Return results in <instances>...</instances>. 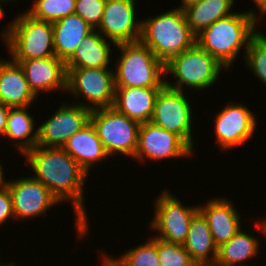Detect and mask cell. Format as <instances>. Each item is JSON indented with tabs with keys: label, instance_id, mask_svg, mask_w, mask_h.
Masks as SVG:
<instances>
[{
	"label": "cell",
	"instance_id": "cell-1",
	"mask_svg": "<svg viewBox=\"0 0 266 266\" xmlns=\"http://www.w3.org/2000/svg\"><path fill=\"white\" fill-rule=\"evenodd\" d=\"M23 156L25 165L34 172H31L34 179L47 187L61 204L73 205L77 238H88L90 229L84 186L90 175L62 147L36 145Z\"/></svg>",
	"mask_w": 266,
	"mask_h": 266
},
{
	"label": "cell",
	"instance_id": "cell-2",
	"mask_svg": "<svg viewBox=\"0 0 266 266\" xmlns=\"http://www.w3.org/2000/svg\"><path fill=\"white\" fill-rule=\"evenodd\" d=\"M257 26L248 11H237L205 28L196 36V44L228 71L240 57L239 53L242 52L244 58L250 39L259 31ZM241 49L243 51L240 52Z\"/></svg>",
	"mask_w": 266,
	"mask_h": 266
},
{
	"label": "cell",
	"instance_id": "cell-3",
	"mask_svg": "<svg viewBox=\"0 0 266 266\" xmlns=\"http://www.w3.org/2000/svg\"><path fill=\"white\" fill-rule=\"evenodd\" d=\"M140 41L164 64L196 44L182 9L174 7L166 12L142 19Z\"/></svg>",
	"mask_w": 266,
	"mask_h": 266
},
{
	"label": "cell",
	"instance_id": "cell-4",
	"mask_svg": "<svg viewBox=\"0 0 266 266\" xmlns=\"http://www.w3.org/2000/svg\"><path fill=\"white\" fill-rule=\"evenodd\" d=\"M1 31V39L13 61L56 56L52 22L33 18L25 10L13 16Z\"/></svg>",
	"mask_w": 266,
	"mask_h": 266
},
{
	"label": "cell",
	"instance_id": "cell-5",
	"mask_svg": "<svg viewBox=\"0 0 266 266\" xmlns=\"http://www.w3.org/2000/svg\"><path fill=\"white\" fill-rule=\"evenodd\" d=\"M115 47L121 51L113 66L115 88H162L165 85V64L140 40Z\"/></svg>",
	"mask_w": 266,
	"mask_h": 266
},
{
	"label": "cell",
	"instance_id": "cell-6",
	"mask_svg": "<svg viewBox=\"0 0 266 266\" xmlns=\"http://www.w3.org/2000/svg\"><path fill=\"white\" fill-rule=\"evenodd\" d=\"M222 70L227 72L213 56L195 44L165 63V85L183 92L192 88L203 93L216 84ZM169 74L175 77L173 84L169 82Z\"/></svg>",
	"mask_w": 266,
	"mask_h": 266
},
{
	"label": "cell",
	"instance_id": "cell-7",
	"mask_svg": "<svg viewBox=\"0 0 266 266\" xmlns=\"http://www.w3.org/2000/svg\"><path fill=\"white\" fill-rule=\"evenodd\" d=\"M66 71V95L68 92L76 97L73 103L78 102L77 104L91 111L113 106L115 84L112 66L110 69L66 68Z\"/></svg>",
	"mask_w": 266,
	"mask_h": 266
},
{
	"label": "cell",
	"instance_id": "cell-8",
	"mask_svg": "<svg viewBox=\"0 0 266 266\" xmlns=\"http://www.w3.org/2000/svg\"><path fill=\"white\" fill-rule=\"evenodd\" d=\"M90 122L110 158L114 154L134 158L140 123L120 113L114 107L92 110Z\"/></svg>",
	"mask_w": 266,
	"mask_h": 266
},
{
	"label": "cell",
	"instance_id": "cell-9",
	"mask_svg": "<svg viewBox=\"0 0 266 266\" xmlns=\"http://www.w3.org/2000/svg\"><path fill=\"white\" fill-rule=\"evenodd\" d=\"M171 190H163L154 200V214L148 227L157 233L156 238L170 243L183 244L190 222L199 211L198 204L185 205ZM174 195V196H173Z\"/></svg>",
	"mask_w": 266,
	"mask_h": 266
},
{
	"label": "cell",
	"instance_id": "cell-10",
	"mask_svg": "<svg viewBox=\"0 0 266 266\" xmlns=\"http://www.w3.org/2000/svg\"><path fill=\"white\" fill-rule=\"evenodd\" d=\"M187 98L186 92L164 85L156 97L150 122L177 134L194 150L192 127L196 118L193 104Z\"/></svg>",
	"mask_w": 266,
	"mask_h": 266
},
{
	"label": "cell",
	"instance_id": "cell-11",
	"mask_svg": "<svg viewBox=\"0 0 266 266\" xmlns=\"http://www.w3.org/2000/svg\"><path fill=\"white\" fill-rule=\"evenodd\" d=\"M193 150L180 136L151 122L140 124L138 145L133 159L154 163L175 158H192Z\"/></svg>",
	"mask_w": 266,
	"mask_h": 266
},
{
	"label": "cell",
	"instance_id": "cell-12",
	"mask_svg": "<svg viewBox=\"0 0 266 266\" xmlns=\"http://www.w3.org/2000/svg\"><path fill=\"white\" fill-rule=\"evenodd\" d=\"M243 104L229 102L214 115L215 142L224 152L246 145L257 129V116Z\"/></svg>",
	"mask_w": 266,
	"mask_h": 266
},
{
	"label": "cell",
	"instance_id": "cell-13",
	"mask_svg": "<svg viewBox=\"0 0 266 266\" xmlns=\"http://www.w3.org/2000/svg\"><path fill=\"white\" fill-rule=\"evenodd\" d=\"M30 175L9 179L6 184L12 196L15 221L33 220L47 215L50 208L60 203L47 187Z\"/></svg>",
	"mask_w": 266,
	"mask_h": 266
},
{
	"label": "cell",
	"instance_id": "cell-14",
	"mask_svg": "<svg viewBox=\"0 0 266 266\" xmlns=\"http://www.w3.org/2000/svg\"><path fill=\"white\" fill-rule=\"evenodd\" d=\"M136 1L106 0L102 19L96 30L115 45L139 41L142 19L136 16L139 14L136 13Z\"/></svg>",
	"mask_w": 266,
	"mask_h": 266
},
{
	"label": "cell",
	"instance_id": "cell-15",
	"mask_svg": "<svg viewBox=\"0 0 266 266\" xmlns=\"http://www.w3.org/2000/svg\"><path fill=\"white\" fill-rule=\"evenodd\" d=\"M64 102V103H63ZM91 110L77 103L62 101L61 106L38 126V144L63 147L66 141L90 122Z\"/></svg>",
	"mask_w": 266,
	"mask_h": 266
},
{
	"label": "cell",
	"instance_id": "cell-16",
	"mask_svg": "<svg viewBox=\"0 0 266 266\" xmlns=\"http://www.w3.org/2000/svg\"><path fill=\"white\" fill-rule=\"evenodd\" d=\"M14 62L23 68L29 89L37 99L40 97V93H52V91L66 93V66L65 62L58 57L50 56Z\"/></svg>",
	"mask_w": 266,
	"mask_h": 266
},
{
	"label": "cell",
	"instance_id": "cell-17",
	"mask_svg": "<svg viewBox=\"0 0 266 266\" xmlns=\"http://www.w3.org/2000/svg\"><path fill=\"white\" fill-rule=\"evenodd\" d=\"M222 197L212 198L205 205H198L199 211L207 219L217 247L229 241L241 228H245L241 225L242 217L233 201Z\"/></svg>",
	"mask_w": 266,
	"mask_h": 266
},
{
	"label": "cell",
	"instance_id": "cell-18",
	"mask_svg": "<svg viewBox=\"0 0 266 266\" xmlns=\"http://www.w3.org/2000/svg\"><path fill=\"white\" fill-rule=\"evenodd\" d=\"M36 98L23 68L12 59L0 57V103L11 108L28 107Z\"/></svg>",
	"mask_w": 266,
	"mask_h": 266
},
{
	"label": "cell",
	"instance_id": "cell-19",
	"mask_svg": "<svg viewBox=\"0 0 266 266\" xmlns=\"http://www.w3.org/2000/svg\"><path fill=\"white\" fill-rule=\"evenodd\" d=\"M88 174L110 158L91 122L74 133L62 147Z\"/></svg>",
	"mask_w": 266,
	"mask_h": 266
},
{
	"label": "cell",
	"instance_id": "cell-20",
	"mask_svg": "<svg viewBox=\"0 0 266 266\" xmlns=\"http://www.w3.org/2000/svg\"><path fill=\"white\" fill-rule=\"evenodd\" d=\"M160 90L149 87L115 88L112 107L140 124L150 122Z\"/></svg>",
	"mask_w": 266,
	"mask_h": 266
},
{
	"label": "cell",
	"instance_id": "cell-21",
	"mask_svg": "<svg viewBox=\"0 0 266 266\" xmlns=\"http://www.w3.org/2000/svg\"><path fill=\"white\" fill-rule=\"evenodd\" d=\"M111 44L116 46L94 29L65 62L66 68H110L114 51Z\"/></svg>",
	"mask_w": 266,
	"mask_h": 266
},
{
	"label": "cell",
	"instance_id": "cell-22",
	"mask_svg": "<svg viewBox=\"0 0 266 266\" xmlns=\"http://www.w3.org/2000/svg\"><path fill=\"white\" fill-rule=\"evenodd\" d=\"M183 246L197 266L215 264L218 247L212 237L207 219L200 211L190 222Z\"/></svg>",
	"mask_w": 266,
	"mask_h": 266
},
{
	"label": "cell",
	"instance_id": "cell-23",
	"mask_svg": "<svg viewBox=\"0 0 266 266\" xmlns=\"http://www.w3.org/2000/svg\"><path fill=\"white\" fill-rule=\"evenodd\" d=\"M56 57L66 62L83 39L94 29L77 14L52 23Z\"/></svg>",
	"mask_w": 266,
	"mask_h": 266
},
{
	"label": "cell",
	"instance_id": "cell-24",
	"mask_svg": "<svg viewBox=\"0 0 266 266\" xmlns=\"http://www.w3.org/2000/svg\"><path fill=\"white\" fill-rule=\"evenodd\" d=\"M30 108H10L7 116L4 140L9 138V143L18 149L19 155H24L38 144V127L35 128L37 123L29 113Z\"/></svg>",
	"mask_w": 266,
	"mask_h": 266
},
{
	"label": "cell",
	"instance_id": "cell-25",
	"mask_svg": "<svg viewBox=\"0 0 266 266\" xmlns=\"http://www.w3.org/2000/svg\"><path fill=\"white\" fill-rule=\"evenodd\" d=\"M257 233L255 236L251 230L248 232L241 228L229 241L218 247L215 264L218 266H249L248 260L252 261V258L256 257L263 248L260 246L262 244Z\"/></svg>",
	"mask_w": 266,
	"mask_h": 266
},
{
	"label": "cell",
	"instance_id": "cell-26",
	"mask_svg": "<svg viewBox=\"0 0 266 266\" xmlns=\"http://www.w3.org/2000/svg\"><path fill=\"white\" fill-rule=\"evenodd\" d=\"M235 0H199L184 7L187 24L197 36L218 19L233 14Z\"/></svg>",
	"mask_w": 266,
	"mask_h": 266
},
{
	"label": "cell",
	"instance_id": "cell-27",
	"mask_svg": "<svg viewBox=\"0 0 266 266\" xmlns=\"http://www.w3.org/2000/svg\"><path fill=\"white\" fill-rule=\"evenodd\" d=\"M25 11L33 18L47 22H55L75 13L76 0H32Z\"/></svg>",
	"mask_w": 266,
	"mask_h": 266
},
{
	"label": "cell",
	"instance_id": "cell-28",
	"mask_svg": "<svg viewBox=\"0 0 266 266\" xmlns=\"http://www.w3.org/2000/svg\"><path fill=\"white\" fill-rule=\"evenodd\" d=\"M250 73L266 86V34L258 31L249 41L243 58Z\"/></svg>",
	"mask_w": 266,
	"mask_h": 266
},
{
	"label": "cell",
	"instance_id": "cell-29",
	"mask_svg": "<svg viewBox=\"0 0 266 266\" xmlns=\"http://www.w3.org/2000/svg\"><path fill=\"white\" fill-rule=\"evenodd\" d=\"M144 244L140 243L137 247L128 248L123 254L115 257L124 266H160L157 254V238L148 237ZM127 251V252H126Z\"/></svg>",
	"mask_w": 266,
	"mask_h": 266
},
{
	"label": "cell",
	"instance_id": "cell-30",
	"mask_svg": "<svg viewBox=\"0 0 266 266\" xmlns=\"http://www.w3.org/2000/svg\"><path fill=\"white\" fill-rule=\"evenodd\" d=\"M157 254L160 266H197L183 244L157 238Z\"/></svg>",
	"mask_w": 266,
	"mask_h": 266
},
{
	"label": "cell",
	"instance_id": "cell-31",
	"mask_svg": "<svg viewBox=\"0 0 266 266\" xmlns=\"http://www.w3.org/2000/svg\"><path fill=\"white\" fill-rule=\"evenodd\" d=\"M106 0H76L75 14L85 20L93 29L100 25Z\"/></svg>",
	"mask_w": 266,
	"mask_h": 266
},
{
	"label": "cell",
	"instance_id": "cell-32",
	"mask_svg": "<svg viewBox=\"0 0 266 266\" xmlns=\"http://www.w3.org/2000/svg\"><path fill=\"white\" fill-rule=\"evenodd\" d=\"M15 220L13 213L12 196L7 186L0 187V226Z\"/></svg>",
	"mask_w": 266,
	"mask_h": 266
},
{
	"label": "cell",
	"instance_id": "cell-33",
	"mask_svg": "<svg viewBox=\"0 0 266 266\" xmlns=\"http://www.w3.org/2000/svg\"><path fill=\"white\" fill-rule=\"evenodd\" d=\"M255 5L256 8H258V13L251 8L250 10H248V12L251 14V16L254 18L255 22L258 24L259 21L261 22V18L266 17V0H252ZM261 16V17H260Z\"/></svg>",
	"mask_w": 266,
	"mask_h": 266
},
{
	"label": "cell",
	"instance_id": "cell-34",
	"mask_svg": "<svg viewBox=\"0 0 266 266\" xmlns=\"http://www.w3.org/2000/svg\"><path fill=\"white\" fill-rule=\"evenodd\" d=\"M11 107H8L2 103H0V138L4 139L7 116Z\"/></svg>",
	"mask_w": 266,
	"mask_h": 266
},
{
	"label": "cell",
	"instance_id": "cell-35",
	"mask_svg": "<svg viewBox=\"0 0 266 266\" xmlns=\"http://www.w3.org/2000/svg\"><path fill=\"white\" fill-rule=\"evenodd\" d=\"M101 253V266H124L117 258L115 259L114 256L112 257V255H109V253H106L105 251L104 254L103 252Z\"/></svg>",
	"mask_w": 266,
	"mask_h": 266
},
{
	"label": "cell",
	"instance_id": "cell-36",
	"mask_svg": "<svg viewBox=\"0 0 266 266\" xmlns=\"http://www.w3.org/2000/svg\"><path fill=\"white\" fill-rule=\"evenodd\" d=\"M256 225V229L259 231V233H261L262 235H264L263 237H265L266 238V217L264 218H260L259 220H258V218H257V221L255 220V222H254Z\"/></svg>",
	"mask_w": 266,
	"mask_h": 266
},
{
	"label": "cell",
	"instance_id": "cell-37",
	"mask_svg": "<svg viewBox=\"0 0 266 266\" xmlns=\"http://www.w3.org/2000/svg\"><path fill=\"white\" fill-rule=\"evenodd\" d=\"M1 160H0V187L6 186L8 179H5V172L3 171L5 167L4 165H1Z\"/></svg>",
	"mask_w": 266,
	"mask_h": 266
},
{
	"label": "cell",
	"instance_id": "cell-38",
	"mask_svg": "<svg viewBox=\"0 0 266 266\" xmlns=\"http://www.w3.org/2000/svg\"><path fill=\"white\" fill-rule=\"evenodd\" d=\"M199 0H182L179 4H180V6L179 5H177L178 6V8H180V9H183L184 7H186V6H188V5H191V4H193V3H196V2H198Z\"/></svg>",
	"mask_w": 266,
	"mask_h": 266
},
{
	"label": "cell",
	"instance_id": "cell-39",
	"mask_svg": "<svg viewBox=\"0 0 266 266\" xmlns=\"http://www.w3.org/2000/svg\"><path fill=\"white\" fill-rule=\"evenodd\" d=\"M3 2L2 1H0V20L4 17V9L2 8L3 7Z\"/></svg>",
	"mask_w": 266,
	"mask_h": 266
},
{
	"label": "cell",
	"instance_id": "cell-40",
	"mask_svg": "<svg viewBox=\"0 0 266 266\" xmlns=\"http://www.w3.org/2000/svg\"><path fill=\"white\" fill-rule=\"evenodd\" d=\"M15 264H16V263H15L14 261H13V262H10V263H7V262H6V264H5L4 262H2V263L0 262V266H15ZM16 266H17V265H16Z\"/></svg>",
	"mask_w": 266,
	"mask_h": 266
},
{
	"label": "cell",
	"instance_id": "cell-41",
	"mask_svg": "<svg viewBox=\"0 0 266 266\" xmlns=\"http://www.w3.org/2000/svg\"><path fill=\"white\" fill-rule=\"evenodd\" d=\"M0 1H2L3 3H8V2H14L15 3V1L18 2V0H0Z\"/></svg>",
	"mask_w": 266,
	"mask_h": 266
},
{
	"label": "cell",
	"instance_id": "cell-42",
	"mask_svg": "<svg viewBox=\"0 0 266 266\" xmlns=\"http://www.w3.org/2000/svg\"><path fill=\"white\" fill-rule=\"evenodd\" d=\"M205 266H218V265H216V264H211V265H205Z\"/></svg>",
	"mask_w": 266,
	"mask_h": 266
}]
</instances>
